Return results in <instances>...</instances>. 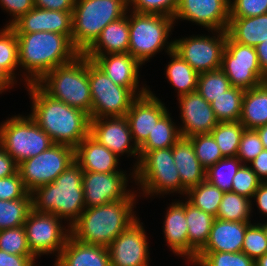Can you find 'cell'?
I'll return each mask as SVG.
<instances>
[{
	"mask_svg": "<svg viewBox=\"0 0 267 266\" xmlns=\"http://www.w3.org/2000/svg\"><path fill=\"white\" fill-rule=\"evenodd\" d=\"M19 65L18 40L16 32L10 26L0 30V67L3 68L14 80L15 72Z\"/></svg>",
	"mask_w": 267,
	"mask_h": 266,
	"instance_id": "41",
	"label": "cell"
},
{
	"mask_svg": "<svg viewBox=\"0 0 267 266\" xmlns=\"http://www.w3.org/2000/svg\"><path fill=\"white\" fill-rule=\"evenodd\" d=\"M255 266H267V253L255 260Z\"/></svg>",
	"mask_w": 267,
	"mask_h": 266,
	"instance_id": "60",
	"label": "cell"
},
{
	"mask_svg": "<svg viewBox=\"0 0 267 266\" xmlns=\"http://www.w3.org/2000/svg\"><path fill=\"white\" fill-rule=\"evenodd\" d=\"M62 219L54 214L39 213L33 209L24 223L27 244L36 256L57 253L59 256L67 239L71 235L70 226L62 227ZM65 230V231H64Z\"/></svg>",
	"mask_w": 267,
	"mask_h": 266,
	"instance_id": "13",
	"label": "cell"
},
{
	"mask_svg": "<svg viewBox=\"0 0 267 266\" xmlns=\"http://www.w3.org/2000/svg\"><path fill=\"white\" fill-rule=\"evenodd\" d=\"M231 0H179L173 17L195 22L209 31H226L230 19Z\"/></svg>",
	"mask_w": 267,
	"mask_h": 266,
	"instance_id": "18",
	"label": "cell"
},
{
	"mask_svg": "<svg viewBox=\"0 0 267 266\" xmlns=\"http://www.w3.org/2000/svg\"><path fill=\"white\" fill-rule=\"evenodd\" d=\"M135 199H120L97 207L85 208L70 226L71 236L92 245L108 247L137 220Z\"/></svg>",
	"mask_w": 267,
	"mask_h": 266,
	"instance_id": "3",
	"label": "cell"
},
{
	"mask_svg": "<svg viewBox=\"0 0 267 266\" xmlns=\"http://www.w3.org/2000/svg\"><path fill=\"white\" fill-rule=\"evenodd\" d=\"M128 7V0H76L72 12L73 46L83 54L109 23L127 14Z\"/></svg>",
	"mask_w": 267,
	"mask_h": 266,
	"instance_id": "6",
	"label": "cell"
},
{
	"mask_svg": "<svg viewBox=\"0 0 267 266\" xmlns=\"http://www.w3.org/2000/svg\"><path fill=\"white\" fill-rule=\"evenodd\" d=\"M221 70L234 87L248 90L267 81L255 47L234 42L228 35L222 55Z\"/></svg>",
	"mask_w": 267,
	"mask_h": 266,
	"instance_id": "12",
	"label": "cell"
},
{
	"mask_svg": "<svg viewBox=\"0 0 267 266\" xmlns=\"http://www.w3.org/2000/svg\"><path fill=\"white\" fill-rule=\"evenodd\" d=\"M36 84L53 99L91 114L88 58L84 54L47 72Z\"/></svg>",
	"mask_w": 267,
	"mask_h": 266,
	"instance_id": "5",
	"label": "cell"
},
{
	"mask_svg": "<svg viewBox=\"0 0 267 266\" xmlns=\"http://www.w3.org/2000/svg\"><path fill=\"white\" fill-rule=\"evenodd\" d=\"M251 199L235 192H225L216 218L225 221L251 222Z\"/></svg>",
	"mask_w": 267,
	"mask_h": 266,
	"instance_id": "35",
	"label": "cell"
},
{
	"mask_svg": "<svg viewBox=\"0 0 267 266\" xmlns=\"http://www.w3.org/2000/svg\"><path fill=\"white\" fill-rule=\"evenodd\" d=\"M74 162L75 148L54 143L39 155L18 164V171L25 188L31 193L38 187L52 183Z\"/></svg>",
	"mask_w": 267,
	"mask_h": 266,
	"instance_id": "11",
	"label": "cell"
},
{
	"mask_svg": "<svg viewBox=\"0 0 267 266\" xmlns=\"http://www.w3.org/2000/svg\"><path fill=\"white\" fill-rule=\"evenodd\" d=\"M76 0H34V7L54 11H73Z\"/></svg>",
	"mask_w": 267,
	"mask_h": 266,
	"instance_id": "53",
	"label": "cell"
},
{
	"mask_svg": "<svg viewBox=\"0 0 267 266\" xmlns=\"http://www.w3.org/2000/svg\"><path fill=\"white\" fill-rule=\"evenodd\" d=\"M226 31L234 42L256 47L267 40V13L254 17H230Z\"/></svg>",
	"mask_w": 267,
	"mask_h": 266,
	"instance_id": "30",
	"label": "cell"
},
{
	"mask_svg": "<svg viewBox=\"0 0 267 266\" xmlns=\"http://www.w3.org/2000/svg\"><path fill=\"white\" fill-rule=\"evenodd\" d=\"M267 13V0L230 1V17H254Z\"/></svg>",
	"mask_w": 267,
	"mask_h": 266,
	"instance_id": "49",
	"label": "cell"
},
{
	"mask_svg": "<svg viewBox=\"0 0 267 266\" xmlns=\"http://www.w3.org/2000/svg\"><path fill=\"white\" fill-rule=\"evenodd\" d=\"M216 32L217 37L193 35L174 40L173 51L198 73L221 69L227 31Z\"/></svg>",
	"mask_w": 267,
	"mask_h": 266,
	"instance_id": "14",
	"label": "cell"
},
{
	"mask_svg": "<svg viewBox=\"0 0 267 266\" xmlns=\"http://www.w3.org/2000/svg\"><path fill=\"white\" fill-rule=\"evenodd\" d=\"M260 136V140L264 146V149H267V124L264 126L258 127L255 129Z\"/></svg>",
	"mask_w": 267,
	"mask_h": 266,
	"instance_id": "59",
	"label": "cell"
},
{
	"mask_svg": "<svg viewBox=\"0 0 267 266\" xmlns=\"http://www.w3.org/2000/svg\"><path fill=\"white\" fill-rule=\"evenodd\" d=\"M241 251L254 261L267 253V237L259 223L247 227Z\"/></svg>",
	"mask_w": 267,
	"mask_h": 266,
	"instance_id": "45",
	"label": "cell"
},
{
	"mask_svg": "<svg viewBox=\"0 0 267 266\" xmlns=\"http://www.w3.org/2000/svg\"><path fill=\"white\" fill-rule=\"evenodd\" d=\"M15 80L0 67V93H2L7 88L13 87Z\"/></svg>",
	"mask_w": 267,
	"mask_h": 266,
	"instance_id": "58",
	"label": "cell"
},
{
	"mask_svg": "<svg viewBox=\"0 0 267 266\" xmlns=\"http://www.w3.org/2000/svg\"><path fill=\"white\" fill-rule=\"evenodd\" d=\"M0 250L15 255H34L28 247L24 226L0 230Z\"/></svg>",
	"mask_w": 267,
	"mask_h": 266,
	"instance_id": "44",
	"label": "cell"
},
{
	"mask_svg": "<svg viewBox=\"0 0 267 266\" xmlns=\"http://www.w3.org/2000/svg\"><path fill=\"white\" fill-rule=\"evenodd\" d=\"M148 244L138 218L108 246L111 266H150Z\"/></svg>",
	"mask_w": 267,
	"mask_h": 266,
	"instance_id": "17",
	"label": "cell"
},
{
	"mask_svg": "<svg viewBox=\"0 0 267 266\" xmlns=\"http://www.w3.org/2000/svg\"><path fill=\"white\" fill-rule=\"evenodd\" d=\"M131 12L129 16L128 53L140 64H143L165 46L167 47V54L173 51V41L167 42L169 32L175 23L172 17Z\"/></svg>",
	"mask_w": 267,
	"mask_h": 266,
	"instance_id": "7",
	"label": "cell"
},
{
	"mask_svg": "<svg viewBox=\"0 0 267 266\" xmlns=\"http://www.w3.org/2000/svg\"><path fill=\"white\" fill-rule=\"evenodd\" d=\"M169 55L172 60L167 65L166 78L178 91L177 97L196 92L199 73L176 52L171 51Z\"/></svg>",
	"mask_w": 267,
	"mask_h": 266,
	"instance_id": "32",
	"label": "cell"
},
{
	"mask_svg": "<svg viewBox=\"0 0 267 266\" xmlns=\"http://www.w3.org/2000/svg\"><path fill=\"white\" fill-rule=\"evenodd\" d=\"M245 127L240 121L218 122L211 131L224 157L237 156L240 138Z\"/></svg>",
	"mask_w": 267,
	"mask_h": 266,
	"instance_id": "36",
	"label": "cell"
},
{
	"mask_svg": "<svg viewBox=\"0 0 267 266\" xmlns=\"http://www.w3.org/2000/svg\"><path fill=\"white\" fill-rule=\"evenodd\" d=\"M16 34L19 66L26 71L24 80L27 86L37 83L47 72L81 54L67 35L49 31Z\"/></svg>",
	"mask_w": 267,
	"mask_h": 266,
	"instance_id": "2",
	"label": "cell"
},
{
	"mask_svg": "<svg viewBox=\"0 0 267 266\" xmlns=\"http://www.w3.org/2000/svg\"><path fill=\"white\" fill-rule=\"evenodd\" d=\"M54 266H111L109 250L82 243L70 235Z\"/></svg>",
	"mask_w": 267,
	"mask_h": 266,
	"instance_id": "24",
	"label": "cell"
},
{
	"mask_svg": "<svg viewBox=\"0 0 267 266\" xmlns=\"http://www.w3.org/2000/svg\"><path fill=\"white\" fill-rule=\"evenodd\" d=\"M199 266H255V261L244 254L232 252H198L191 263Z\"/></svg>",
	"mask_w": 267,
	"mask_h": 266,
	"instance_id": "42",
	"label": "cell"
},
{
	"mask_svg": "<svg viewBox=\"0 0 267 266\" xmlns=\"http://www.w3.org/2000/svg\"><path fill=\"white\" fill-rule=\"evenodd\" d=\"M251 222L215 218L207 243L199 252H241L247 227Z\"/></svg>",
	"mask_w": 267,
	"mask_h": 266,
	"instance_id": "25",
	"label": "cell"
},
{
	"mask_svg": "<svg viewBox=\"0 0 267 266\" xmlns=\"http://www.w3.org/2000/svg\"><path fill=\"white\" fill-rule=\"evenodd\" d=\"M27 89L32 99L29 116L53 143L75 148L89 134L90 118L87 113L53 99L36 83H30Z\"/></svg>",
	"mask_w": 267,
	"mask_h": 266,
	"instance_id": "1",
	"label": "cell"
},
{
	"mask_svg": "<svg viewBox=\"0 0 267 266\" xmlns=\"http://www.w3.org/2000/svg\"><path fill=\"white\" fill-rule=\"evenodd\" d=\"M179 0H128V6L137 13L161 14L174 17Z\"/></svg>",
	"mask_w": 267,
	"mask_h": 266,
	"instance_id": "46",
	"label": "cell"
},
{
	"mask_svg": "<svg viewBox=\"0 0 267 266\" xmlns=\"http://www.w3.org/2000/svg\"><path fill=\"white\" fill-rule=\"evenodd\" d=\"M242 165L243 163L236 156L223 157L206 170L205 179L222 192H229L232 189L233 177Z\"/></svg>",
	"mask_w": 267,
	"mask_h": 266,
	"instance_id": "39",
	"label": "cell"
},
{
	"mask_svg": "<svg viewBox=\"0 0 267 266\" xmlns=\"http://www.w3.org/2000/svg\"><path fill=\"white\" fill-rule=\"evenodd\" d=\"M140 161L133 170L135 183L146 195L181 194V179L173 160V147L151 151H139Z\"/></svg>",
	"mask_w": 267,
	"mask_h": 266,
	"instance_id": "8",
	"label": "cell"
},
{
	"mask_svg": "<svg viewBox=\"0 0 267 266\" xmlns=\"http://www.w3.org/2000/svg\"><path fill=\"white\" fill-rule=\"evenodd\" d=\"M53 144L29 115L11 117L0 125V145L17 164L39 155Z\"/></svg>",
	"mask_w": 267,
	"mask_h": 266,
	"instance_id": "9",
	"label": "cell"
},
{
	"mask_svg": "<svg viewBox=\"0 0 267 266\" xmlns=\"http://www.w3.org/2000/svg\"><path fill=\"white\" fill-rule=\"evenodd\" d=\"M163 232L168 246L177 255L188 259V225L185 216V203L173 202L166 211Z\"/></svg>",
	"mask_w": 267,
	"mask_h": 266,
	"instance_id": "28",
	"label": "cell"
},
{
	"mask_svg": "<svg viewBox=\"0 0 267 266\" xmlns=\"http://www.w3.org/2000/svg\"><path fill=\"white\" fill-rule=\"evenodd\" d=\"M88 78L92 98L90 119L125 116L137 96L128 88L116 85L88 59Z\"/></svg>",
	"mask_w": 267,
	"mask_h": 266,
	"instance_id": "10",
	"label": "cell"
},
{
	"mask_svg": "<svg viewBox=\"0 0 267 266\" xmlns=\"http://www.w3.org/2000/svg\"><path fill=\"white\" fill-rule=\"evenodd\" d=\"M119 157L88 134L75 147V162L83 172H123L118 168Z\"/></svg>",
	"mask_w": 267,
	"mask_h": 266,
	"instance_id": "23",
	"label": "cell"
},
{
	"mask_svg": "<svg viewBox=\"0 0 267 266\" xmlns=\"http://www.w3.org/2000/svg\"><path fill=\"white\" fill-rule=\"evenodd\" d=\"M72 12L73 11H54L34 7L25 15H22L10 27L16 33L49 31L67 35L71 39Z\"/></svg>",
	"mask_w": 267,
	"mask_h": 266,
	"instance_id": "22",
	"label": "cell"
},
{
	"mask_svg": "<svg viewBox=\"0 0 267 266\" xmlns=\"http://www.w3.org/2000/svg\"><path fill=\"white\" fill-rule=\"evenodd\" d=\"M231 87L232 85L226 74L221 69H218L199 73L196 91L208 103H211Z\"/></svg>",
	"mask_w": 267,
	"mask_h": 266,
	"instance_id": "40",
	"label": "cell"
},
{
	"mask_svg": "<svg viewBox=\"0 0 267 266\" xmlns=\"http://www.w3.org/2000/svg\"><path fill=\"white\" fill-rule=\"evenodd\" d=\"M239 121L245 129H256L267 124V81L245 90Z\"/></svg>",
	"mask_w": 267,
	"mask_h": 266,
	"instance_id": "31",
	"label": "cell"
},
{
	"mask_svg": "<svg viewBox=\"0 0 267 266\" xmlns=\"http://www.w3.org/2000/svg\"><path fill=\"white\" fill-rule=\"evenodd\" d=\"M167 112L155 125L148 138L139 146V151H151L173 147L181 137L178 126Z\"/></svg>",
	"mask_w": 267,
	"mask_h": 266,
	"instance_id": "33",
	"label": "cell"
},
{
	"mask_svg": "<svg viewBox=\"0 0 267 266\" xmlns=\"http://www.w3.org/2000/svg\"><path fill=\"white\" fill-rule=\"evenodd\" d=\"M247 165L248 164L242 165L233 177L231 191L252 199L254 192L257 190L262 181Z\"/></svg>",
	"mask_w": 267,
	"mask_h": 266,
	"instance_id": "47",
	"label": "cell"
},
{
	"mask_svg": "<svg viewBox=\"0 0 267 266\" xmlns=\"http://www.w3.org/2000/svg\"><path fill=\"white\" fill-rule=\"evenodd\" d=\"M28 193L19 171L11 176L0 178V200L11 201L21 199Z\"/></svg>",
	"mask_w": 267,
	"mask_h": 266,
	"instance_id": "50",
	"label": "cell"
},
{
	"mask_svg": "<svg viewBox=\"0 0 267 266\" xmlns=\"http://www.w3.org/2000/svg\"><path fill=\"white\" fill-rule=\"evenodd\" d=\"M181 111L182 127L179 126L181 137L190 138L194 135L211 133L218 124L211 107L197 91L178 97Z\"/></svg>",
	"mask_w": 267,
	"mask_h": 266,
	"instance_id": "19",
	"label": "cell"
},
{
	"mask_svg": "<svg viewBox=\"0 0 267 266\" xmlns=\"http://www.w3.org/2000/svg\"><path fill=\"white\" fill-rule=\"evenodd\" d=\"M35 255H15L0 250V266H35Z\"/></svg>",
	"mask_w": 267,
	"mask_h": 266,
	"instance_id": "52",
	"label": "cell"
},
{
	"mask_svg": "<svg viewBox=\"0 0 267 266\" xmlns=\"http://www.w3.org/2000/svg\"><path fill=\"white\" fill-rule=\"evenodd\" d=\"M188 194V196H187ZM224 192L206 179L186 192L188 201L216 218Z\"/></svg>",
	"mask_w": 267,
	"mask_h": 266,
	"instance_id": "37",
	"label": "cell"
},
{
	"mask_svg": "<svg viewBox=\"0 0 267 266\" xmlns=\"http://www.w3.org/2000/svg\"><path fill=\"white\" fill-rule=\"evenodd\" d=\"M187 201V202H186ZM185 201V216L188 225V261L195 260L197 253L208 241L214 216Z\"/></svg>",
	"mask_w": 267,
	"mask_h": 266,
	"instance_id": "29",
	"label": "cell"
},
{
	"mask_svg": "<svg viewBox=\"0 0 267 266\" xmlns=\"http://www.w3.org/2000/svg\"><path fill=\"white\" fill-rule=\"evenodd\" d=\"M263 149L264 146L257 131L254 129H244L236 157L241 160L243 165H246L247 162H252Z\"/></svg>",
	"mask_w": 267,
	"mask_h": 266,
	"instance_id": "48",
	"label": "cell"
},
{
	"mask_svg": "<svg viewBox=\"0 0 267 266\" xmlns=\"http://www.w3.org/2000/svg\"><path fill=\"white\" fill-rule=\"evenodd\" d=\"M18 171V164L0 145V178H5Z\"/></svg>",
	"mask_w": 267,
	"mask_h": 266,
	"instance_id": "54",
	"label": "cell"
},
{
	"mask_svg": "<svg viewBox=\"0 0 267 266\" xmlns=\"http://www.w3.org/2000/svg\"><path fill=\"white\" fill-rule=\"evenodd\" d=\"M89 134L118 157L124 153H128L127 156L129 154L130 156H137L134 170L138 167L140 161L139 147L133 142L134 139L125 116L90 119Z\"/></svg>",
	"mask_w": 267,
	"mask_h": 266,
	"instance_id": "16",
	"label": "cell"
},
{
	"mask_svg": "<svg viewBox=\"0 0 267 266\" xmlns=\"http://www.w3.org/2000/svg\"><path fill=\"white\" fill-rule=\"evenodd\" d=\"M86 57L100 68L116 85L130 89L137 97L149 91L147 87L138 88V73L142 64L130 53H110Z\"/></svg>",
	"mask_w": 267,
	"mask_h": 266,
	"instance_id": "21",
	"label": "cell"
},
{
	"mask_svg": "<svg viewBox=\"0 0 267 266\" xmlns=\"http://www.w3.org/2000/svg\"><path fill=\"white\" fill-rule=\"evenodd\" d=\"M83 170L72 163L52 183L31 192L32 209L39 213L54 214L61 219H69L71 226L85 207L82 187Z\"/></svg>",
	"mask_w": 267,
	"mask_h": 266,
	"instance_id": "4",
	"label": "cell"
},
{
	"mask_svg": "<svg viewBox=\"0 0 267 266\" xmlns=\"http://www.w3.org/2000/svg\"><path fill=\"white\" fill-rule=\"evenodd\" d=\"M250 164L252 166L249 167L255 172L257 177L262 182H267V149H263Z\"/></svg>",
	"mask_w": 267,
	"mask_h": 266,
	"instance_id": "55",
	"label": "cell"
},
{
	"mask_svg": "<svg viewBox=\"0 0 267 266\" xmlns=\"http://www.w3.org/2000/svg\"><path fill=\"white\" fill-rule=\"evenodd\" d=\"M261 226H262V228L264 229V232H265V234H266V237H267V222H265V224H261V223H259Z\"/></svg>",
	"mask_w": 267,
	"mask_h": 266,
	"instance_id": "61",
	"label": "cell"
},
{
	"mask_svg": "<svg viewBox=\"0 0 267 266\" xmlns=\"http://www.w3.org/2000/svg\"><path fill=\"white\" fill-rule=\"evenodd\" d=\"M129 16L124 15L109 23L96 41L83 53L85 56H100L110 53H128Z\"/></svg>",
	"mask_w": 267,
	"mask_h": 266,
	"instance_id": "27",
	"label": "cell"
},
{
	"mask_svg": "<svg viewBox=\"0 0 267 266\" xmlns=\"http://www.w3.org/2000/svg\"><path fill=\"white\" fill-rule=\"evenodd\" d=\"M31 210V193L21 199L0 200V230L23 226Z\"/></svg>",
	"mask_w": 267,
	"mask_h": 266,
	"instance_id": "38",
	"label": "cell"
},
{
	"mask_svg": "<svg viewBox=\"0 0 267 266\" xmlns=\"http://www.w3.org/2000/svg\"><path fill=\"white\" fill-rule=\"evenodd\" d=\"M258 56L260 68L267 77V40L255 47Z\"/></svg>",
	"mask_w": 267,
	"mask_h": 266,
	"instance_id": "57",
	"label": "cell"
},
{
	"mask_svg": "<svg viewBox=\"0 0 267 266\" xmlns=\"http://www.w3.org/2000/svg\"><path fill=\"white\" fill-rule=\"evenodd\" d=\"M0 4L12 16L10 22L5 26H11L22 15L34 8V0H0Z\"/></svg>",
	"mask_w": 267,
	"mask_h": 266,
	"instance_id": "51",
	"label": "cell"
},
{
	"mask_svg": "<svg viewBox=\"0 0 267 266\" xmlns=\"http://www.w3.org/2000/svg\"><path fill=\"white\" fill-rule=\"evenodd\" d=\"M201 166L207 170L224 156L211 133L194 135L189 138Z\"/></svg>",
	"mask_w": 267,
	"mask_h": 266,
	"instance_id": "43",
	"label": "cell"
},
{
	"mask_svg": "<svg viewBox=\"0 0 267 266\" xmlns=\"http://www.w3.org/2000/svg\"><path fill=\"white\" fill-rule=\"evenodd\" d=\"M245 90L232 86L211 102L218 122L239 121Z\"/></svg>",
	"mask_w": 267,
	"mask_h": 266,
	"instance_id": "34",
	"label": "cell"
},
{
	"mask_svg": "<svg viewBox=\"0 0 267 266\" xmlns=\"http://www.w3.org/2000/svg\"><path fill=\"white\" fill-rule=\"evenodd\" d=\"M258 209L267 217V182H261L253 195Z\"/></svg>",
	"mask_w": 267,
	"mask_h": 266,
	"instance_id": "56",
	"label": "cell"
},
{
	"mask_svg": "<svg viewBox=\"0 0 267 266\" xmlns=\"http://www.w3.org/2000/svg\"><path fill=\"white\" fill-rule=\"evenodd\" d=\"M173 160L181 179V194L202 183L206 170L198 161L191 140L180 137L173 146Z\"/></svg>",
	"mask_w": 267,
	"mask_h": 266,
	"instance_id": "26",
	"label": "cell"
},
{
	"mask_svg": "<svg viewBox=\"0 0 267 266\" xmlns=\"http://www.w3.org/2000/svg\"><path fill=\"white\" fill-rule=\"evenodd\" d=\"M127 182L124 172H84L82 187L85 207H97L120 199H135V192L127 191Z\"/></svg>",
	"mask_w": 267,
	"mask_h": 266,
	"instance_id": "15",
	"label": "cell"
},
{
	"mask_svg": "<svg viewBox=\"0 0 267 266\" xmlns=\"http://www.w3.org/2000/svg\"><path fill=\"white\" fill-rule=\"evenodd\" d=\"M167 112L166 106L150 90L132 102L125 117L138 147Z\"/></svg>",
	"mask_w": 267,
	"mask_h": 266,
	"instance_id": "20",
	"label": "cell"
}]
</instances>
